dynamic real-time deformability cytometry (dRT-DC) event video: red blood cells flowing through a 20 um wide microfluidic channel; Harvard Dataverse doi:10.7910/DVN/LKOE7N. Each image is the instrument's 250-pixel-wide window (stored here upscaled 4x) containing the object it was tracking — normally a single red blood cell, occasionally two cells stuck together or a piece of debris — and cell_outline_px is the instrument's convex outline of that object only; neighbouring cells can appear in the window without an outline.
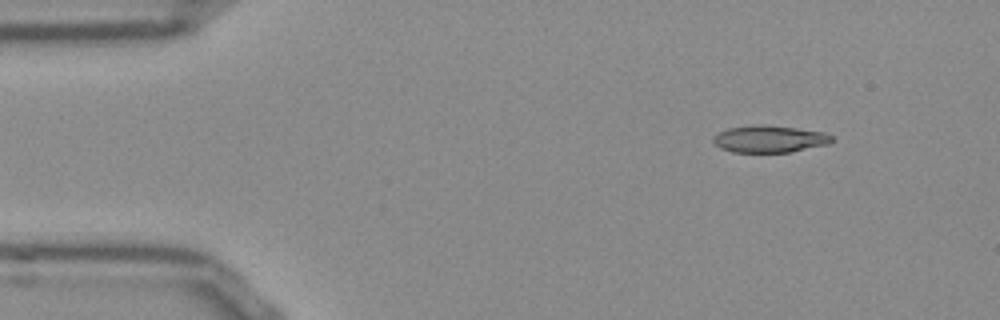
{"species": "Egyptian fruit bat (a non-hibernating species)", "species_latin": "Rousettus aegyptiacus", "temperature_condition": "room temperature", "stored_images_in_passage": 47, "camera_frame_rate_fps": 3000, "um_per_image_px": 0.085, "frame": {"image": 1, "passage_image": 1, "time_ms": 0.0, "image_size_px": [1000, 320], "cell_outline_px": [[832, 140], [828, 144], [788, 152], [732, 152], [720, 148], [712, 140], [712, 136], [728, 128], [760, 124], [764, 124], [796, 128], [824, 132], [832, 136]], "centroid_in_image_um": [65.37, 11.81], "position_along_channel_um": 19.6, "area_um2": 18.55}}
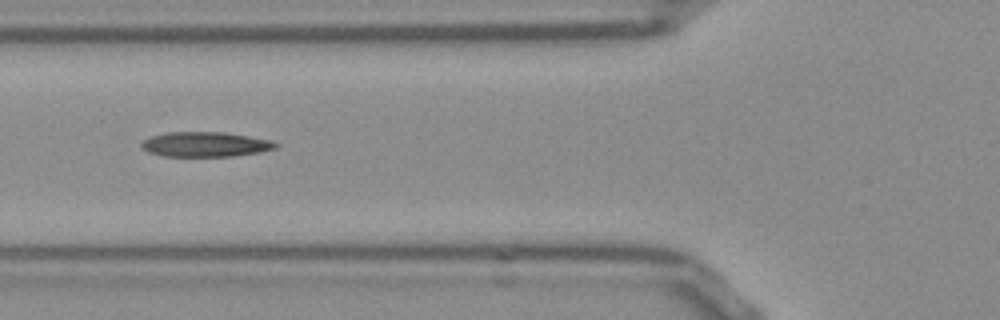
{"frame": {"image": 2, "passage_image": 14, "time_ms": 4.333, "image_size_px": [1000, 320], "cell_outline_px": [[280, 144], [276, 148], [260, 152], [232, 156], [164, 156], [148, 152], [140, 148], [140, 144], [144, 140], [152, 136], [168, 132], [224, 132], [272, 140]], "centroid_in_image_um": [17.46, 12.27], "position_along_channel_um": 108.3, "area_um2": 19.48}}
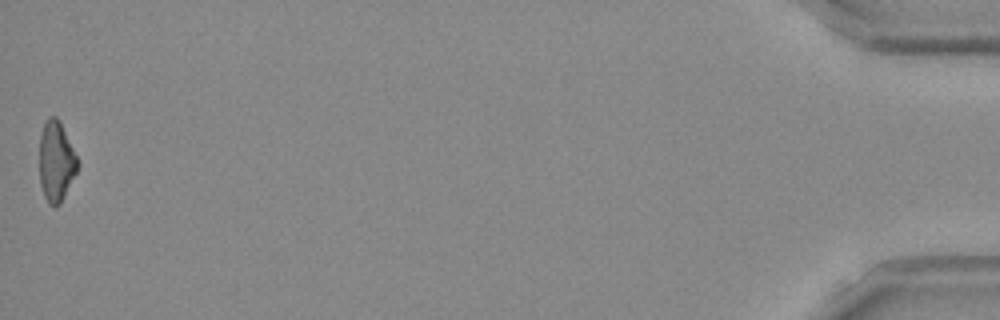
{"frame": {"image": 3, "passage_image": 47, "time_ms": 15.333, "image_size_px": [1000, 320], "cell_outline_px": [[80, 164], [60, 204], [56, 208], [48, 204], [44, 196], [40, 184], [40, 136], [44, 124], [48, 116], [56, 116], [60, 120]], "centroid_in_image_um": [4.77, 13.73], "position_along_channel_um": 430.4, "area_um2": 17.86}, "authors_computed_cell_mechanics": {"area_um2": 19.0162, "velocity_mm_per_s": 3.864, "shape_relaxation_time_tau1_ms": 10.8386, "shape_relaxation_time_tau2_ms": 4.6669, "deformation_change_tau1": 0.2572, "deformation_change_tau2": 0.1617}}